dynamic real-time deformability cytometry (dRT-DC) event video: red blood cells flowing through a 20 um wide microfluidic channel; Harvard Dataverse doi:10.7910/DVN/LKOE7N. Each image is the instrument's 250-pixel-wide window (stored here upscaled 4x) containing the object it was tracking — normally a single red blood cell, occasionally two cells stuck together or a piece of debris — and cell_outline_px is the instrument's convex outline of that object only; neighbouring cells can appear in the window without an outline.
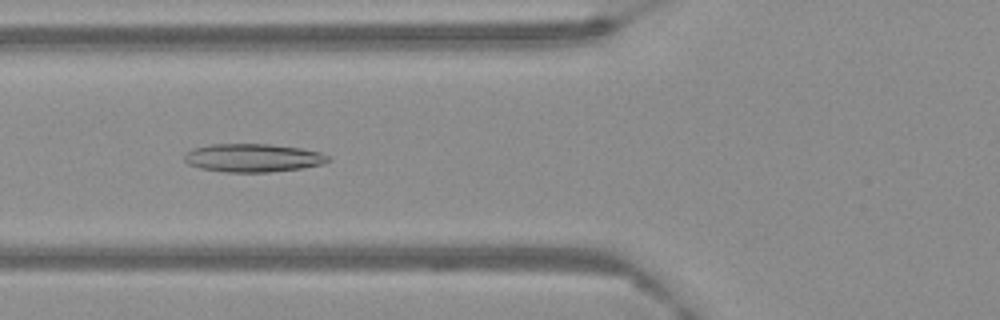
{"species": "Egyptian fruit bat (a non-hibernating species)", "species_latin": "Rousettus aegyptiacus", "temperature_condition": "warm", "stored_images_in_passage": 38, "camera_frame_rate_fps": 3000, "um_per_image_px": 0.085, "frame": {"image": 1, "passage_image": 4, "time_ms": 1.0, "image_size_px": [1000, 320], "cell_outline_px": [[332, 160], [324, 164], [300, 168], [268, 172], [224, 172], [200, 168], [188, 164], [184, 160], [184, 156], [188, 152], [196, 148], [212, 144], [268, 144], [300, 148], [320, 152], [328, 156]], "centroid_in_image_um": [21.53, 13.42], "position_along_channel_um": 104.3, "area_um2": 23.52}}
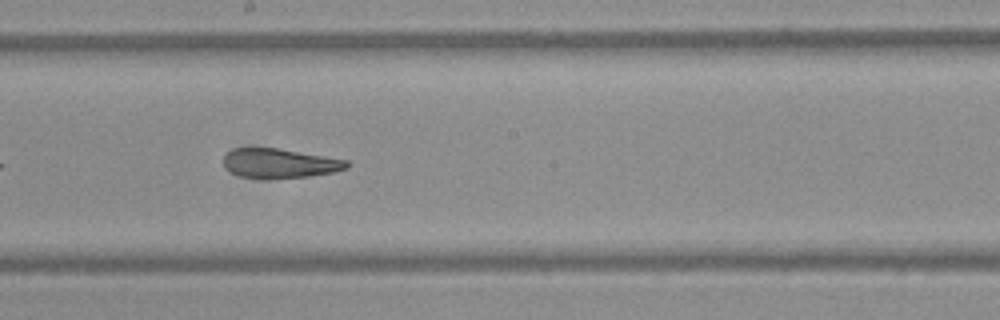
{"frame": {"image": 2, "passage_image": 15, "time_ms": 4.667, "image_size_px": [1000, 320], "cell_outline_px": [[348, 168], [332, 172], [308, 176], [240, 176], [224, 168], [224, 156], [232, 148], [276, 148], [348, 160]], "centroid_in_image_um": [23.76, 13.84], "position_along_channel_um": 224.4, "area_um2": 20.23}}
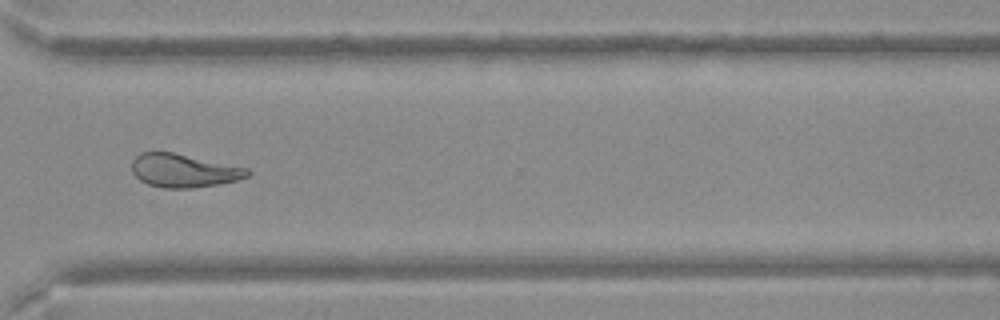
{"frame": {"image": 3, "passage_image": 27, "time_ms": 8.667, "image_size_px": [1000, 320], "cell_outline_px": [[252, 172], [248, 176], [236, 180], [216, 184], [192, 188], [164, 188], [148, 184], [140, 180], [132, 172], [132, 160], [140, 152], [172, 152], [248, 168]], "centroid_in_image_um": [15.6, 14.5], "position_along_channel_um": 355.0, "area_um2": 22.31}}